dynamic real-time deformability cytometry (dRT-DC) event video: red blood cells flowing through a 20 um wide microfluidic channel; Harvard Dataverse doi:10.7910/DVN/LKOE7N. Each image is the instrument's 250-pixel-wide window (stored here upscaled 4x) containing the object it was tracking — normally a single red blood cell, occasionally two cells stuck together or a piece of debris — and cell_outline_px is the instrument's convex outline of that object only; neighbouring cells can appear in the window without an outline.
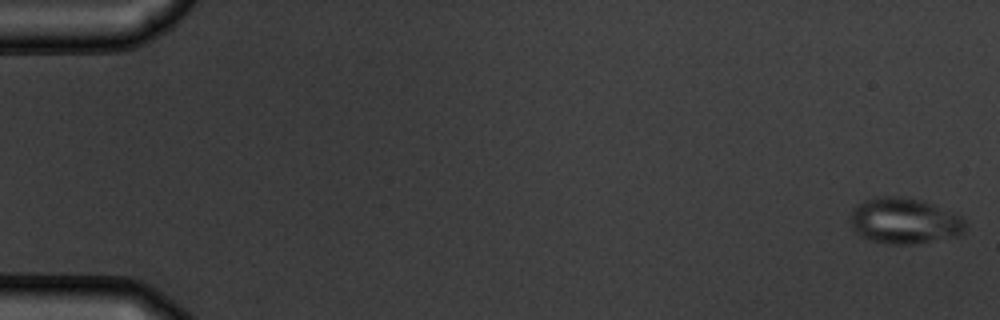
{"species": "common noctule bat (a hibernating species)", "species_latin": "Nyctalus noctula", "temperature_condition": "warm", "stored_images_in_passage": 55, "camera_frame_rate_fps": 3000, "um_per_image_px": 0.085, "animal": {"sex": "male", "body_mass_g": 19.5, "forearm_length_mm": 54.6}, "frame": {"image": 1, "passage_image": 1, "time_ms": 0.0, "image_size_px": [1000, 320], "cell_outline_px": [[968, 224], [964, 232], [956, 236], [912, 244], [888, 244], [868, 240], [860, 236], [852, 228], [848, 216], [852, 208], [856, 204], [864, 200], [880, 196], [896, 196], [920, 200], [932, 204], [960, 216]], "centroid_in_image_um": [76.81, 18.78], "position_along_channel_um": 8.2, "area_um2": 30.92}, "authors_computed_cell_mechanics": {"area_um2": 28.322, "velocity_mm_per_s": 3.7457, "shape_relaxation_time_tau1_ms": null, "shape_relaxation_time_tau2_ms": 1.3085, "deformation_change_tau1": null, "deformation_change_tau2": 0.0537}}